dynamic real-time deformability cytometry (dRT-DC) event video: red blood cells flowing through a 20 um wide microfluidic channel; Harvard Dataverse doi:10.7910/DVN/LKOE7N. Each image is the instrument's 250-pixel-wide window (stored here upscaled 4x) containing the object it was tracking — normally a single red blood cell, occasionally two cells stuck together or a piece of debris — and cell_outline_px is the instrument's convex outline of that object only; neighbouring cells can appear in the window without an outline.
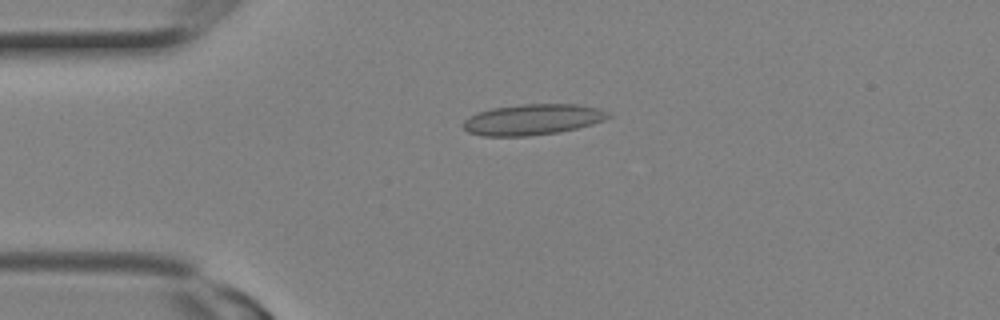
{"species": "Egyptian fruit bat (a non-hibernating species)", "species_latin": "Rousettus aegyptiacus", "temperature_condition": "room temperature", "stored_images_in_passage": 11, "camera_frame_rate_fps": 3000, "um_per_image_px": 0.085, "animal": {"sex": "female"}, "frame": {"image": 1, "passage_image": 3, "time_ms": 0.667, "image_size_px": [1000, 320], "cell_outline_px": [[612, 116], [604, 120], [592, 124], [560, 132], [528, 136], [480, 136], [468, 132], [460, 124], [468, 116], [476, 112], [492, 108], [520, 104], [576, 104], [600, 108], [608, 112]], "centroid_in_image_um": [45.23, 10.16], "position_along_channel_um": 39.8, "area_um2": 26.36}}
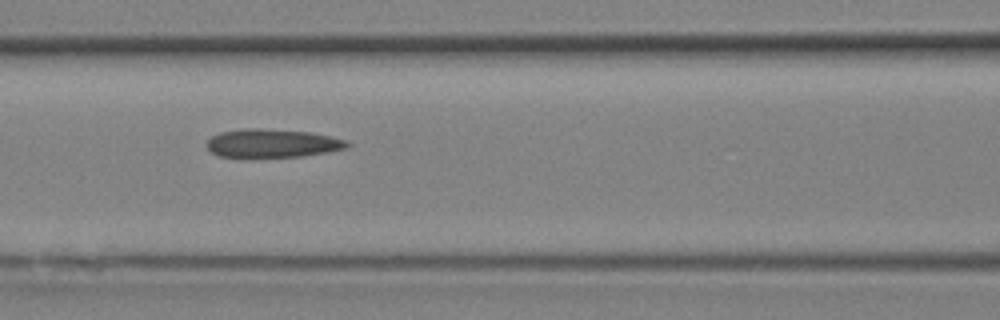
{"frame": {"image": 2, "passage_image": 8, "time_ms": 2.333, "image_size_px": [1000, 320], "cell_outline_px": [[352, 144], [348, 148], [328, 152], [300, 156], [220, 156], [212, 152], [208, 148], [208, 140], [212, 136], [220, 132], [252, 128], [256, 128], [312, 132], [332, 136], [348, 140]], "centroid_in_image_um": [23.25, 12.16], "position_along_channel_um": 143.4, "area_um2": 22.95}}
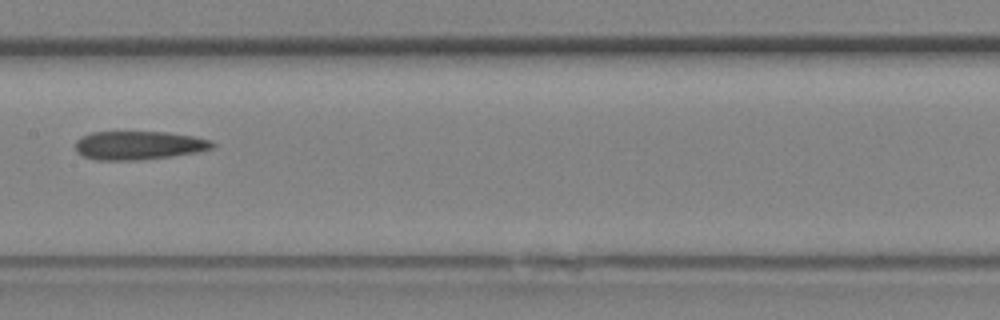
{"frame": {"image": 3, "passage_image": 10, "time_ms": 3.0, "image_size_px": [1000, 320], "cell_outline_px": [[216, 148], [200, 152], [172, 156], [140, 160], [96, 160], [84, 156], [76, 152], [76, 140], [80, 136], [92, 132], [168, 132], [192, 136], [212, 140], [216, 144]], "centroid_in_image_um": [11.83, 12.36], "position_along_channel_um": 195.6, "area_um2": 23.12}}